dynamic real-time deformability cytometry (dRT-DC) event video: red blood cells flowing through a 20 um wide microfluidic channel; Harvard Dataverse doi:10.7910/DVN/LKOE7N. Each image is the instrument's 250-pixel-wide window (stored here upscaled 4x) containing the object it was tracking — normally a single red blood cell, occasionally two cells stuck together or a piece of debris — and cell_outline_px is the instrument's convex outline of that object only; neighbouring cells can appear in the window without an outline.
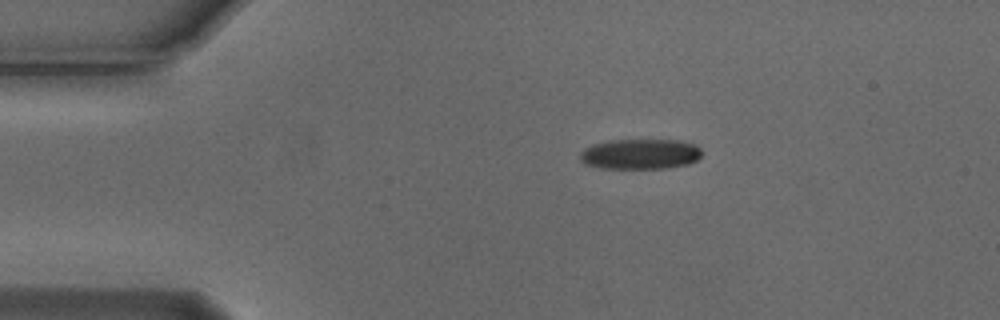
{"species": "Egyptian fruit bat (a non-hibernating species)", "species_latin": "Rousettus aegyptiacus", "temperature_condition": "cold", "stored_images_in_passage": 45, "camera_frame_rate_fps": 3000, "um_per_image_px": 0.085, "animal": {"sex": "male"}, "frame": {"image": 1, "passage_image": 1, "time_ms": 0.0, "image_size_px": [1000, 320], "cell_outline_px": [[700, 156], [696, 160], [688, 164], [668, 168], [600, 168], [584, 164], [580, 160], [580, 152], [584, 148], [592, 144], [608, 140], [680, 140], [692, 144], [700, 148]], "centroid_in_image_um": [54.37, 13.09], "position_along_channel_um": 30.6, "area_um2": 21.56}}
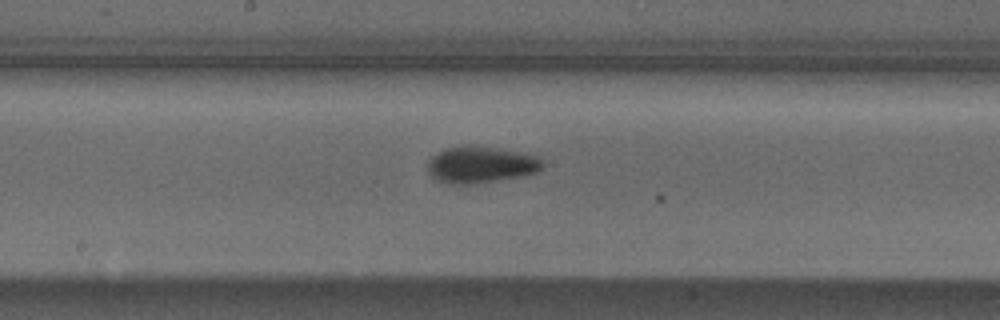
{"frame": {"image": 2, "passage_image": 19, "time_ms": 6.0, "image_size_px": [1000, 320], "cell_outline_px": [[544, 168], [536, 172], [520, 176], [472, 184], [452, 184], [436, 180], [428, 172], [428, 160], [432, 156], [448, 148], [500, 148], [540, 156], [544, 164]], "centroid_in_image_um": [40.92, 14.03], "position_along_channel_um": 207.3, "area_um2": 23.87}}
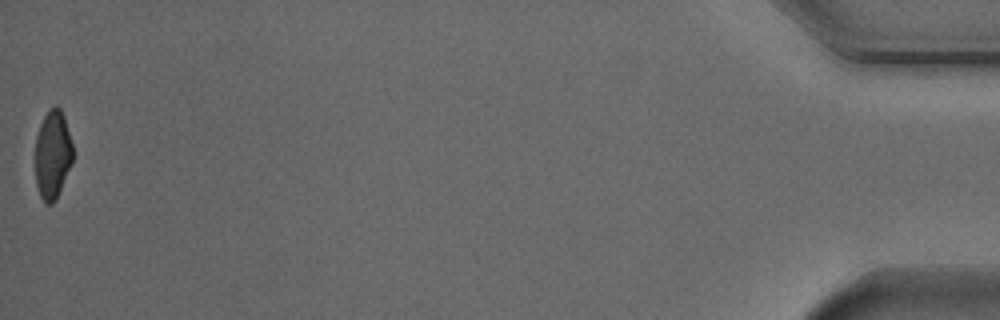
{"frame": {"image": 3, "passage_image": 45, "time_ms": 14.667, "image_size_px": [1000, 320], "cell_outline_px": [[72, 164], [56, 200], [52, 204], [44, 204], [40, 196], [36, 184], [36, 136], [40, 124], [48, 108], [56, 104], [60, 108], [64, 116], [72, 144]], "centroid_in_image_um": [4.47, 13.14], "position_along_channel_um": 430.7, "area_um2": 19.54}, "authors_computed_cell_mechanics": {"area_um2": 22.6576, "velocity_mm_per_s": 3.7742, "shape_relaxation_time_tau1_ms": 3.6739, "shape_relaxation_time_tau2_ms": null, "deformation_change_tau1": 0.1152, "deformation_change_tau2": null}}